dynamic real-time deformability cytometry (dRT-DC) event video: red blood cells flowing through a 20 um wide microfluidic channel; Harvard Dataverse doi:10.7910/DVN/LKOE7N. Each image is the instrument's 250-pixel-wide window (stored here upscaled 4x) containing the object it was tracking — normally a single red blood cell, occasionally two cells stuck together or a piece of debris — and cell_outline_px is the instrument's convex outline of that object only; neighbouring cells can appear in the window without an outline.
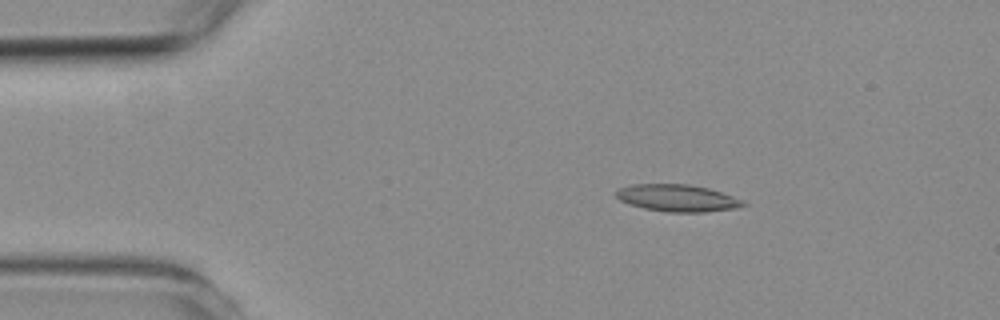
{"species": "common noctule bat (a hibernating species)", "species_latin": "Nyctalus noctula", "temperature_condition": "room temperature", "stored_images_in_passage": 6, "camera_frame_rate_fps": 3000, "um_per_image_px": 0.085, "animal": {"sex": "female", "body_mass_g": 19.3, "forearm_length_mm": 54.1}, "frame": {"image": 1, "passage_image": 1, "time_ms": 0.0, "image_size_px": [1000, 320], "cell_outline_px": [[748, 204], [732, 208], [704, 212], [668, 212], [644, 208], [620, 200], [616, 196], [616, 188], [632, 184], [688, 184], [708, 188], [744, 200]], "centroid_in_image_um": [57.55, 16.82], "position_along_channel_um": 27.4, "area_um2": 19.83}}
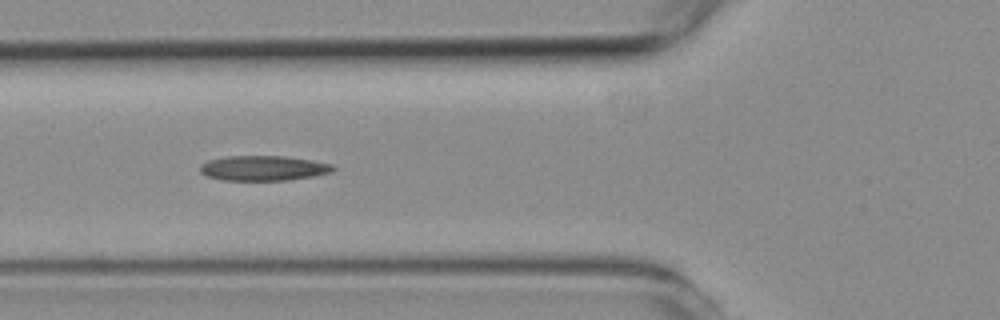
{"frame": {"image": 2, "passage_image": 4, "time_ms": 3.333, "image_size_px": [1000, 320], "cell_outline_px": [[336, 168], [332, 172], [312, 176], [288, 180], [224, 180], [204, 176], [200, 172], [200, 164], [208, 160], [228, 156], [284, 156], [312, 160], [332, 164]], "centroid_in_image_um": [22.37, 14.29], "position_along_channel_um": 103.4, "area_um2": 19.42}}
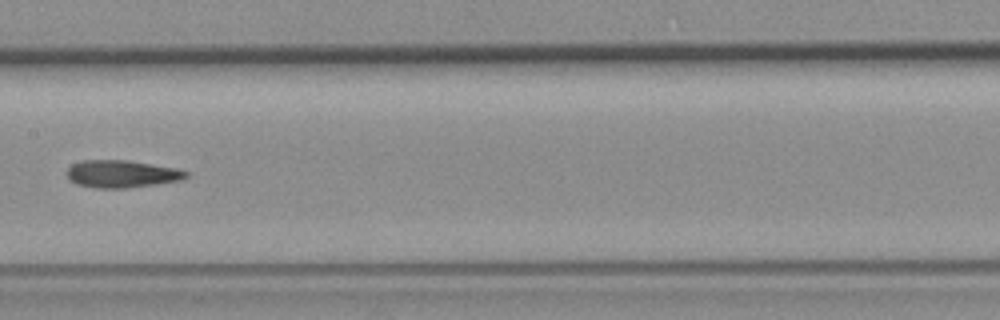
{"frame": {"image": 3, "passage_image": 6, "time_ms": 5.667, "image_size_px": [1000, 320], "cell_outline_px": [[188, 176], [180, 180], [124, 188], [96, 188], [76, 184], [68, 176], [68, 168], [72, 164], [80, 160], [128, 160], [176, 168], [188, 172]], "centroid_in_image_um": [10.33, 14.77], "position_along_channel_um": 197.1, "area_um2": 18.79}}